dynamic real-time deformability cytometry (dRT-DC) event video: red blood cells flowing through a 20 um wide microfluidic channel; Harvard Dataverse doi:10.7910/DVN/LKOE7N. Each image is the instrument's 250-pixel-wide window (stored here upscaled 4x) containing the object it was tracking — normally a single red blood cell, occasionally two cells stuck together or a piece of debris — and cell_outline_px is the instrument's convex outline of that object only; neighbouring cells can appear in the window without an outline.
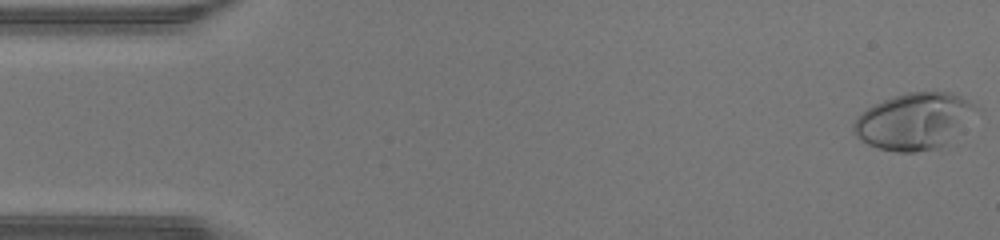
{"species": "human", "species_latin": "Homo sapiens", "temperature_condition": "warm", "stored_images_in_passage": 46, "camera_frame_rate_fps": 3000, "um_per_image_px": 0.085, "donor": {"sex": "male"}, "frame": {"image": 1, "passage_image": 1, "time_ms": 0.0, "image_size_px": [1000, 240], "cell_outline_px": [[972, 108], [944, 144], [940, 148], [916, 152], [896, 152], [876, 148], [860, 140], [856, 136], [852, 128], [852, 124], [856, 116], [868, 108], [884, 100], [908, 92], [952, 92], [968, 100], [972, 104]], "centroid_in_image_um": [77.51, 10.31], "position_along_channel_um": 7.5, "area_um2": 38.67}}
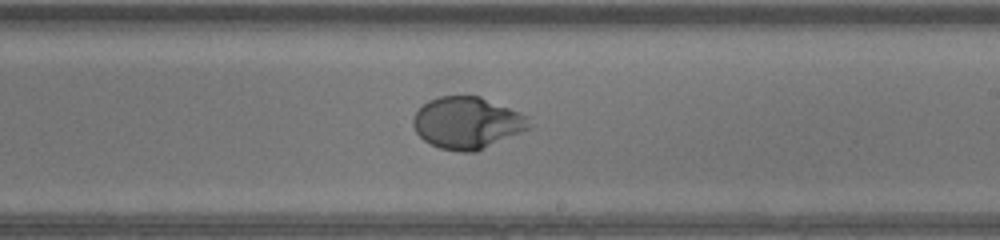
{"frame": {"image": 2, "passage_image": 27, "time_ms": 8.667, "image_size_px": [1000, 240], "cell_outline_px": [[532, 128], [476, 152], [460, 152], [440, 148], [424, 140], [416, 132], [412, 124], [412, 116], [428, 100], [440, 96], [480, 96], [520, 112], [528, 116]], "centroid_in_image_um": [39.73, 10.45], "position_along_channel_um": 249.3, "area_um2": 35.2}}
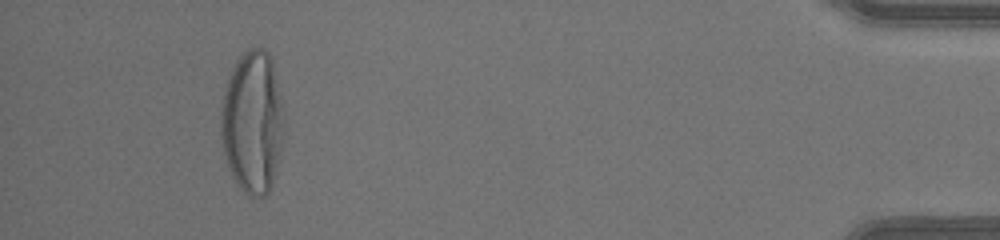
{"frame": {"image": 3, "passage_image": 43, "time_ms": 14.0, "image_size_px": [1000, 240], "cell_outline_px": [[280, 148], [272, 184], [268, 192], [264, 196], [252, 196], [244, 192], [240, 188], [232, 176], [228, 168], [224, 152], [220, 132], [220, 112], [224, 92], [232, 68], [240, 56], [248, 48], [264, 48], [268, 52], [272, 60], [280, 96]], "centroid_in_image_um": [21.4, 10.37], "position_along_channel_um": 413.8, "area_um2": 51.27}, "authors_computed_cell_mechanics": {"area_um2": 35.0846, "velocity_mm_per_s": 4.4781, "shape_relaxation_time_tau1_ms": 5.7676, "shape_relaxation_time_tau2_ms": null, "deformation_change_tau1": 0.3535, "deformation_change_tau2": null}}